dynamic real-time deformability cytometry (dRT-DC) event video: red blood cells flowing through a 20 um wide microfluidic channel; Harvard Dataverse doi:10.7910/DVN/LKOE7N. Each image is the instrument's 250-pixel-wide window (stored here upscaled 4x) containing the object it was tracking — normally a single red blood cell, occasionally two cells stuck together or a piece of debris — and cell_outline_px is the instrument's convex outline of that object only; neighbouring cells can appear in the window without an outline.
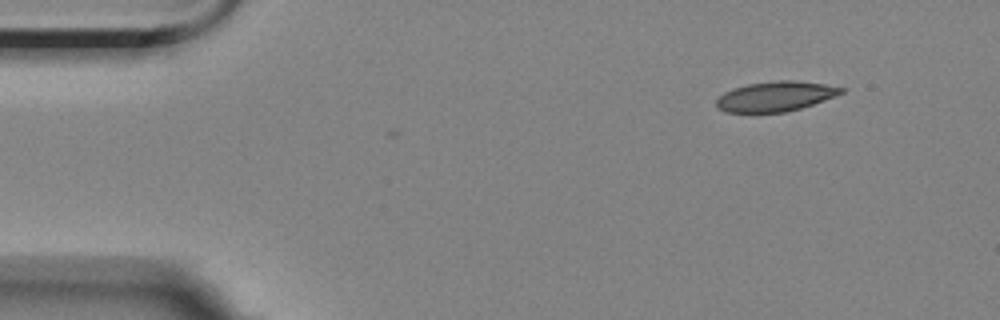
{"species": "Egyptian fruit bat (a non-hibernating species)", "species_latin": "Rousettus aegyptiacus", "temperature_condition": "room temperature", "stored_images_in_passage": 5, "camera_frame_rate_fps": 3000, "um_per_image_px": 0.085, "animal": {"sex": "female"}, "frame": {"image": 1, "passage_image": 1, "time_ms": 0.0, "image_size_px": [1000, 320], "cell_outline_px": [[844, 92], [824, 100], [800, 108], [784, 112], [724, 112], [716, 108], [716, 100], [724, 92], [732, 88], [748, 84], [776, 80], [796, 80], [824, 84], [844, 88]], "centroid_in_image_um": [65.87, 8.18], "position_along_channel_um": 19.1, "area_um2": 21.68}}
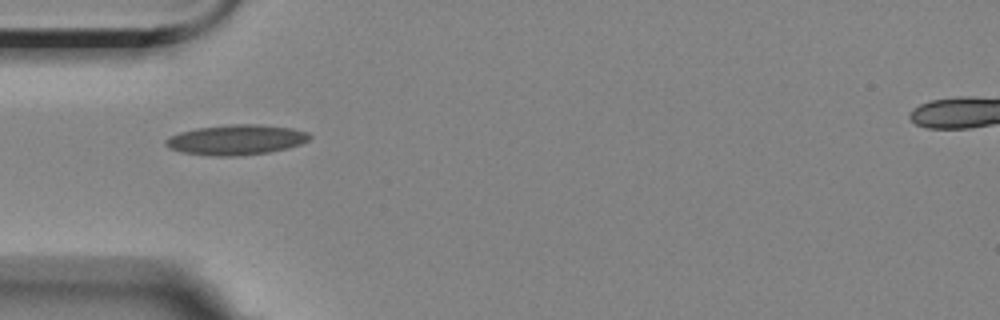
{"frame": {"image": 2, "passage_image": 4, "time_ms": 3.667, "image_size_px": [1000, 320], "cell_outline_px": [[312, 136], [308, 140], [300, 144], [288, 148], [268, 152], [240, 156], [212, 156], [180, 152], [168, 148], [164, 144], [164, 140], [168, 136], [180, 132], [196, 128], [232, 124], [260, 124], [292, 128], [308, 132]], "centroid_in_image_um": [20.04, 11.88], "position_along_channel_um": 65.0, "area_um2": 25.55}}
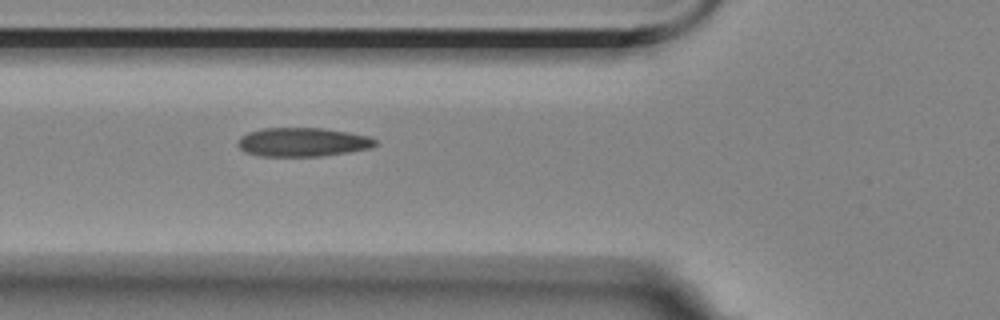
{"frame": {"image": 3, "passage_image": 5, "time_ms": 4.667, "image_size_px": [1000, 320], "cell_outline_px": [[376, 144], [372, 148], [348, 152], [320, 156], [260, 156], [244, 152], [236, 144], [236, 140], [240, 136], [248, 132], [260, 128], [324, 128], [348, 132], [368, 136], [376, 140]], "centroid_in_image_um": [25.67, 12.07], "position_along_channel_um": 100.1, "area_um2": 23.29}}